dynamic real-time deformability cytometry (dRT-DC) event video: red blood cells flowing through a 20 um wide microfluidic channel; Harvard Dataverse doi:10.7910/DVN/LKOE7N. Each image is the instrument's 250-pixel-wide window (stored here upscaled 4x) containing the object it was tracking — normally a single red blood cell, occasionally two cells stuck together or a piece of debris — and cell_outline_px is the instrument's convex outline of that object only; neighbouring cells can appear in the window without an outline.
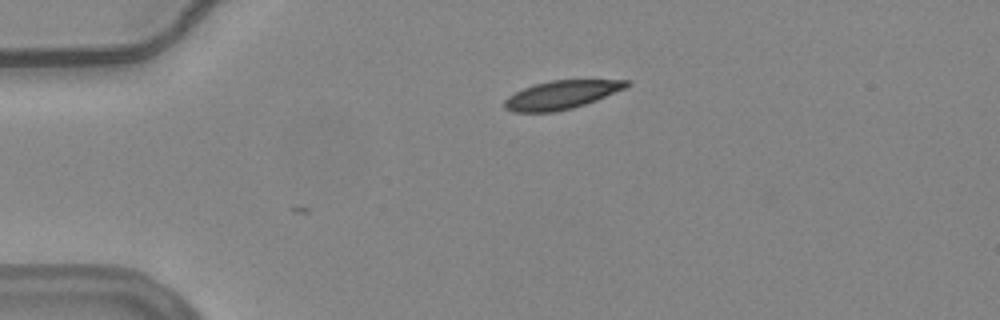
{"species": "common noctule bat (a hibernating species)", "species_latin": "Nyctalus noctula", "temperature_condition": "warm", "stored_images_in_passage": 2, "camera_frame_rate_fps": 3000, "um_per_image_px": 0.085, "animal": {"sex": "female", "body_mass_g": 24.6, "forearm_length_mm": 56.2}, "frame": {"image": 1, "passage_image": 2, "time_ms": 0.333, "image_size_px": [1000, 320], "cell_outline_px": [[632, 84], [624, 88], [596, 100], [572, 108], [556, 112], [512, 112], [504, 108], [504, 100], [508, 96], [524, 88], [536, 84], [552, 80], [628, 80]], "centroid_in_image_um": [47.69, 8.07], "position_along_channel_um": 37.3, "area_um2": 20.0}}